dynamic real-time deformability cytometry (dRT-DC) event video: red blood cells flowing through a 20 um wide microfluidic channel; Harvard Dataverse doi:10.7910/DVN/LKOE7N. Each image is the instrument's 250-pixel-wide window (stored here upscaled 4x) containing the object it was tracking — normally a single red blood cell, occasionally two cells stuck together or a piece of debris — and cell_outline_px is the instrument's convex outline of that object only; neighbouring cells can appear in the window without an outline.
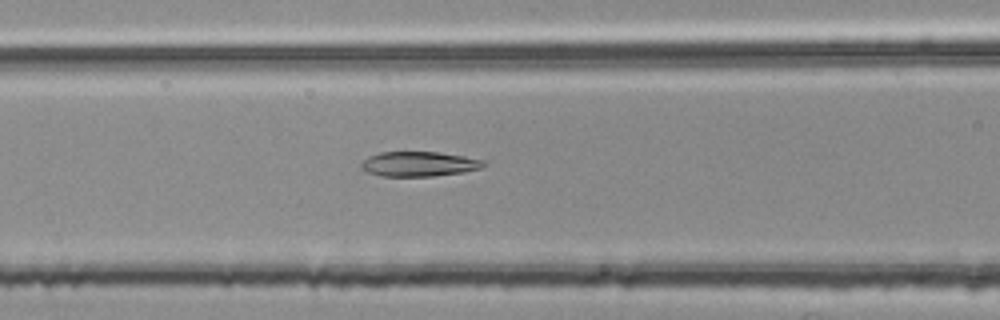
{"species": "common noctule bat (a hibernating species)", "species_latin": "Nyctalus noctula", "temperature_condition": "room temperature", "stored_images_in_passage": 45, "camera_frame_rate_fps": 3000, "um_per_image_px": 0.085, "animal": {"sex": "female", "body_mass_g": 25.1}, "frame": {"image": 1, "passage_image": 13, "time_ms": 4.0, "image_size_px": [1000, 320], "cell_outline_px": [[488, 164], [484, 168], [464, 172], [432, 176], [380, 176], [368, 172], [360, 168], [360, 164], [368, 156], [380, 152], [440, 152], [464, 156], [484, 160]], "centroid_in_image_um": [35.65, 13.94], "position_along_channel_um": 130.9, "area_um2": 17.92}}
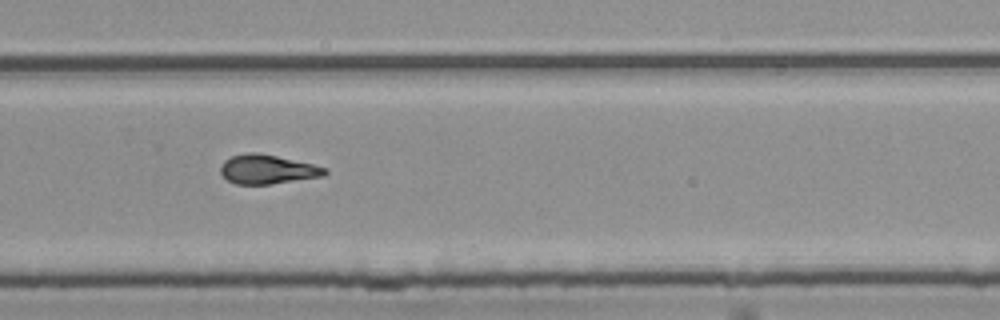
{"frame": {"image": 2, "passage_image": 27, "time_ms": 8.667, "image_size_px": [1000, 320], "cell_outline_px": [[328, 172], [324, 176], [272, 184], [236, 184], [228, 180], [220, 172], [220, 168], [224, 160], [232, 156], [248, 152], [256, 152], [276, 156], [312, 164], [328, 168]], "centroid_in_image_um": [22.74, 14.4], "position_along_channel_um": 307.1, "area_um2": 17.69}}
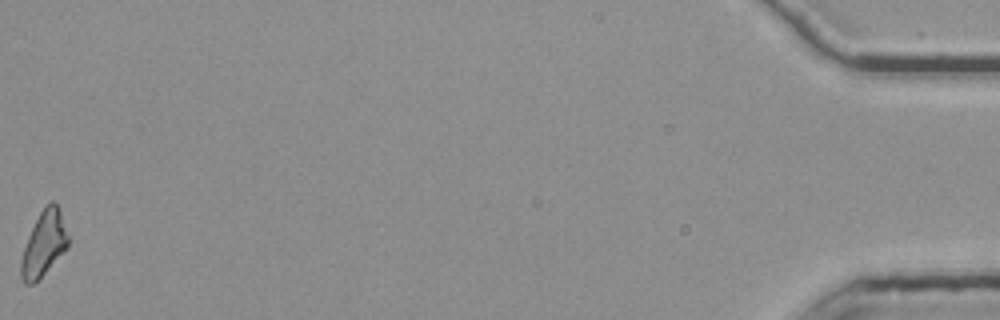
{"frame": {"image": 3, "passage_image": 45, "time_ms": 14.667, "image_size_px": [1000, 320], "cell_outline_px": [[68, 248], [32, 284], [24, 284], [20, 276], [20, 260], [28, 236], [40, 212], [52, 200], [56, 204], [60, 212], [68, 236]], "centroid_in_image_um": [3.71, 20.74], "position_along_channel_um": 431.5, "area_um2": 17.28}, "authors_computed_cell_mechanics": {"area_um2": 17.7446, "velocity_mm_per_s": 3.7773, "shape_relaxation_time_tau1_ms": 8.7988, "shape_relaxation_time_tau2_ms": 3.5862, "deformation_change_tau1": 0.2295, "deformation_change_tau2": 0.1014}}